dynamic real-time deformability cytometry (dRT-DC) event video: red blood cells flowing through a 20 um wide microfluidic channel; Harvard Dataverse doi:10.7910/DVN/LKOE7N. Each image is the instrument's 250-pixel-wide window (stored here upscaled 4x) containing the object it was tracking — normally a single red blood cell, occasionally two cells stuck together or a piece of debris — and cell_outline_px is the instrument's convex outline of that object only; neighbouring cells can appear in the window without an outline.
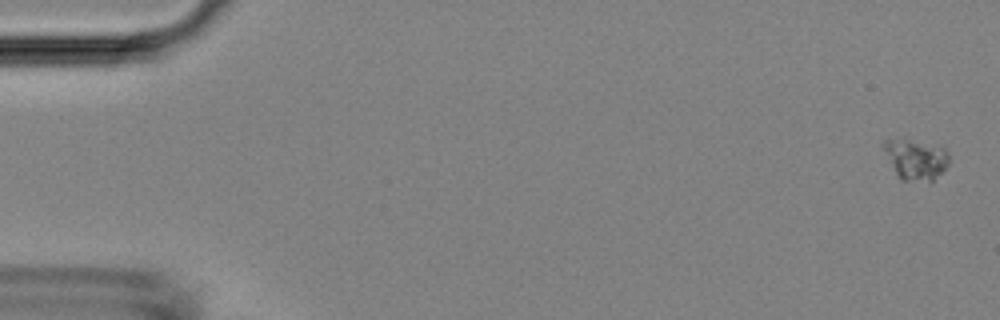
{"species": "Egyptian fruit bat (a non-hibernating species)", "species_latin": "Rousettus aegyptiacus", "temperature_condition": "room temperature", "stored_images_in_passage": 4, "camera_frame_rate_fps": 3000, "um_per_image_px": 0.085, "animal": {"sex": "female"}, "frame": {"image": 1, "passage_image": 1, "time_ms": 0.0, "image_size_px": [1000, 320], "cell_outline_px": [[948, 164], [944, 172], [932, 180], [900, 180], [880, 144], [880, 140], [908, 140], [940, 144], [948, 152]], "centroid_in_image_um": [77.85, 13.51], "position_along_channel_um": 7.1, "area_um2": 15.43}}
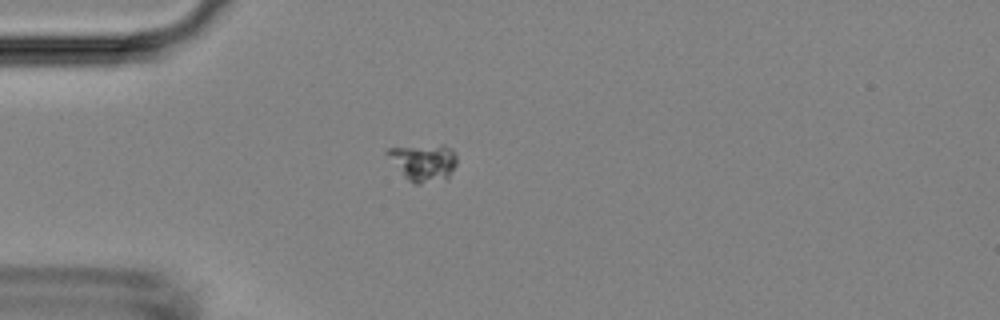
{"frame": {"image": 2, "passage_image": 4, "time_ms": 4.333, "image_size_px": [1000, 320], "cell_outline_px": [[456, 164], [448, 180], [420, 184], [416, 184], [408, 180], [404, 176], [384, 152], [388, 148], [440, 144], [444, 144], [452, 148], [456, 152]], "centroid_in_image_um": [36.04, 13.8], "position_along_channel_um": 49.0, "area_um2": 15.32}}